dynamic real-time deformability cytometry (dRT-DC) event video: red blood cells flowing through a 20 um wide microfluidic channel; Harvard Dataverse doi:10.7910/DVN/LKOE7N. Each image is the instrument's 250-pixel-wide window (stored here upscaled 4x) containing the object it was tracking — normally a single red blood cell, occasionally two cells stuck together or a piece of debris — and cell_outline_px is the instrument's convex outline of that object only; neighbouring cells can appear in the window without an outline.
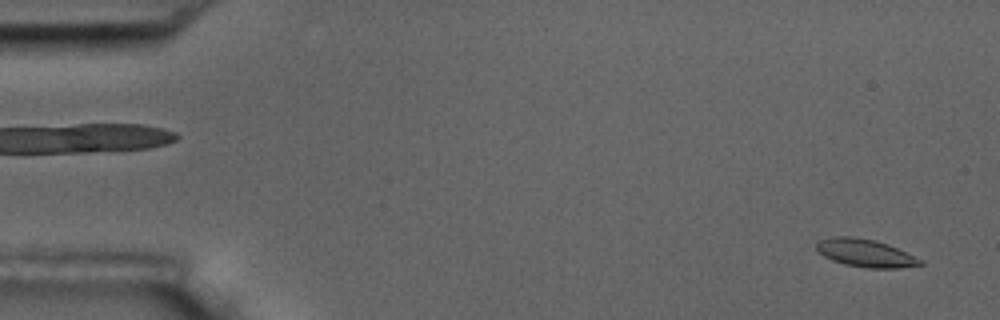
{"species": "common noctule bat (a hibernating species)", "species_latin": "Nyctalus noctula", "temperature_condition": "room temperature", "stored_images_in_passage": 5, "segment_of_instrument_passage": [2, 2], "camera_frame_rate_fps": 3000, "um_per_image_px": 0.085, "animal": {"sex": "male", "body_mass_g": 17.5, "forearm_length_mm": 52.3}, "frame": {"image": 1, "passage_image": 5, "time_ms": 5.667, "image_size_px": [1000, 320], "cell_outline_px": [[924, 264], [896, 268], [868, 268], [844, 264], [832, 260], [824, 256], [816, 248], [816, 240], [832, 236], [852, 236], [872, 240], [888, 244], [924, 260]], "centroid_in_image_um": [73.54, 21.5], "position_along_channel_um": 11.5, "area_um2": 16.82}}